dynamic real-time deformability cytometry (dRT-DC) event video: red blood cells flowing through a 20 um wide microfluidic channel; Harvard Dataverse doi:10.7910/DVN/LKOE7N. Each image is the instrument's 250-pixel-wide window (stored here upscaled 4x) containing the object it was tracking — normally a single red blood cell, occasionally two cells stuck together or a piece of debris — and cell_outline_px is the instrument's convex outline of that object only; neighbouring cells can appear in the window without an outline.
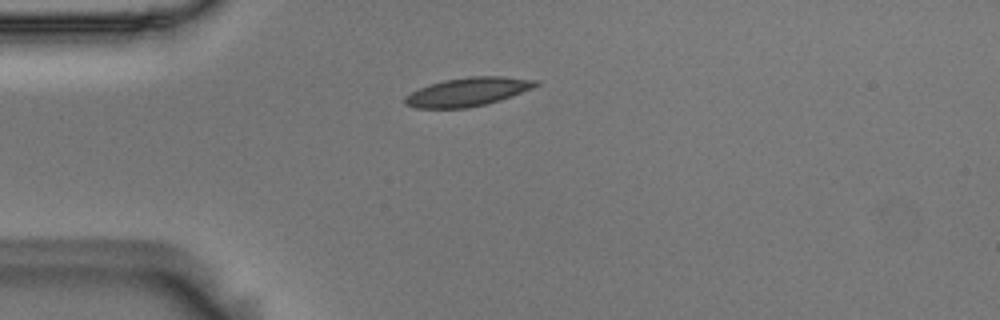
{"species": "Egyptian fruit bat (a non-hibernating species)", "species_latin": "Rousettus aegyptiacus", "temperature_condition": "room temperature", "stored_images_in_passage": 42, "camera_frame_rate_fps": 3000, "um_per_image_px": 0.085, "animal": {"sex": "male"}, "frame": {"image": 1, "passage_image": 1, "time_ms": 0.0, "image_size_px": [1000, 320], "cell_outline_px": [[540, 84], [532, 88], [512, 96], [500, 100], [468, 108], [416, 108], [404, 104], [404, 96], [420, 88], [444, 80], [472, 76], [504, 76], [540, 80]], "centroid_in_image_um": [39.79, 7.8], "position_along_channel_um": 45.2, "area_um2": 21.73}}
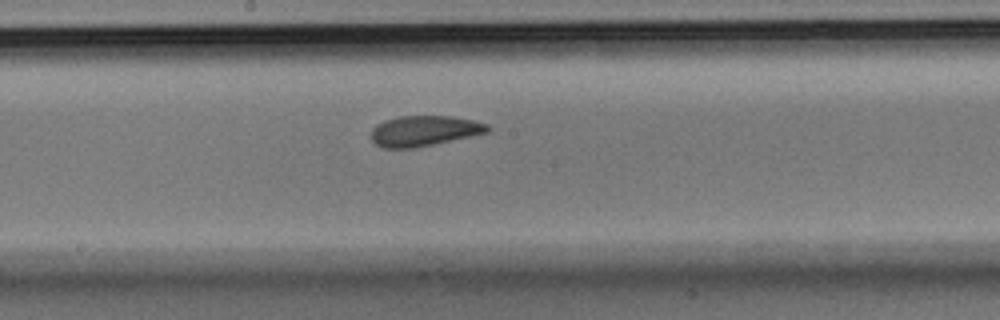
{"frame": {"image": 2, "passage_image": 16, "time_ms": 5.0, "image_size_px": [1000, 320], "cell_outline_px": [[492, 128], [488, 132], [416, 148], [384, 148], [376, 144], [372, 140], [372, 128], [376, 124], [384, 120], [400, 116], [452, 116], [472, 120], [488, 124]], "centroid_in_image_um": [36.05, 11.12], "position_along_channel_um": 212.1, "area_um2": 20.63}}
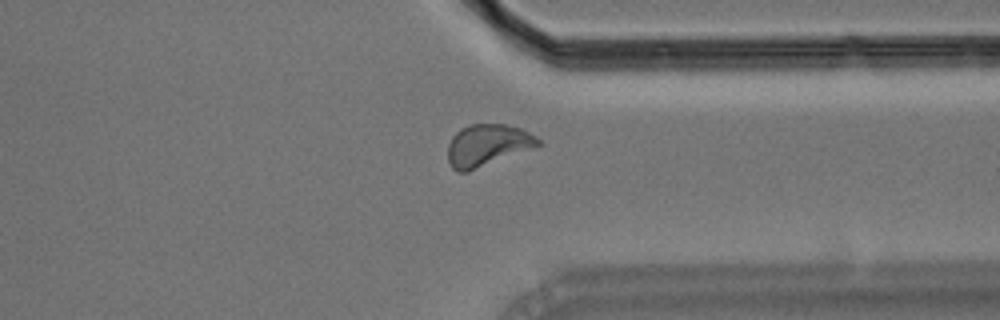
{"frame": {"image": 3, "passage_image": 29, "time_ms": 9.333, "image_size_px": [1000, 320], "cell_outline_px": [[544, 144], [468, 172], [456, 172], [452, 168], [448, 160], [448, 144], [452, 136], [460, 128], [468, 124], [504, 124], [520, 128], [536, 136]], "centroid_in_image_um": [41.42, 12.34], "position_along_channel_um": 370.0, "area_um2": 22.2}, "authors_computed_cell_mechanics": {"area_um2": 21.1548, "velocity_mm_per_s": 3.6697, "shape_relaxation_time_tau1_ms": 5.3315, "shape_relaxation_time_tau2_ms": 2.4113, "deformation_change_tau1": 0.1228, "deformation_change_tau2": 0.0736}}